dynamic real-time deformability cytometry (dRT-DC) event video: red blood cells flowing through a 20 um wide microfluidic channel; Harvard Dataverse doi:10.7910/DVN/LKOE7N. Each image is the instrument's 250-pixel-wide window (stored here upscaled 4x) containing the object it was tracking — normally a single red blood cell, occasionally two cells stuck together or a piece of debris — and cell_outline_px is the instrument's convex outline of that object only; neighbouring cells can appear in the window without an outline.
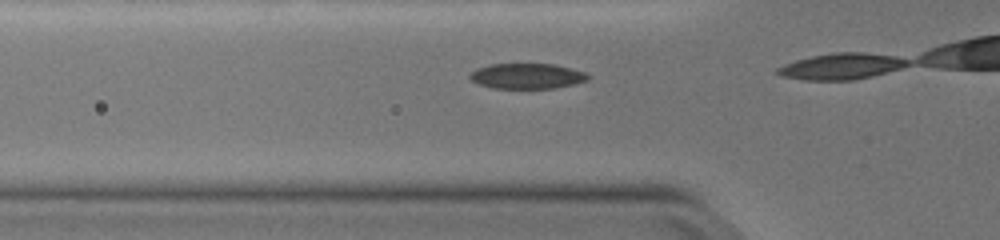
{"species": "common noctule bat (a hibernating species)", "species_latin": "Nyctalus noctula", "temperature_condition": "warm", "stored_images_in_passage": 4, "camera_frame_rate_fps": 3000, "um_per_image_px": 0.085, "animal": {"sex": "female", "body_mass_g": 19.0, "forearm_length_mm": 51.5}, "frame": {"image": 1, "passage_image": 2, "time_ms": 0.333, "image_size_px": [1000, 240], "cell_outline_px": [[588, 80], [572, 84], [552, 88], [492, 88], [480, 84], [472, 80], [468, 76], [476, 68], [488, 64], [556, 64], [572, 68], [584, 72], [588, 76]], "centroid_in_image_um": [44.77, 6.45], "position_along_channel_um": 81.0, "area_um2": 17.34}}